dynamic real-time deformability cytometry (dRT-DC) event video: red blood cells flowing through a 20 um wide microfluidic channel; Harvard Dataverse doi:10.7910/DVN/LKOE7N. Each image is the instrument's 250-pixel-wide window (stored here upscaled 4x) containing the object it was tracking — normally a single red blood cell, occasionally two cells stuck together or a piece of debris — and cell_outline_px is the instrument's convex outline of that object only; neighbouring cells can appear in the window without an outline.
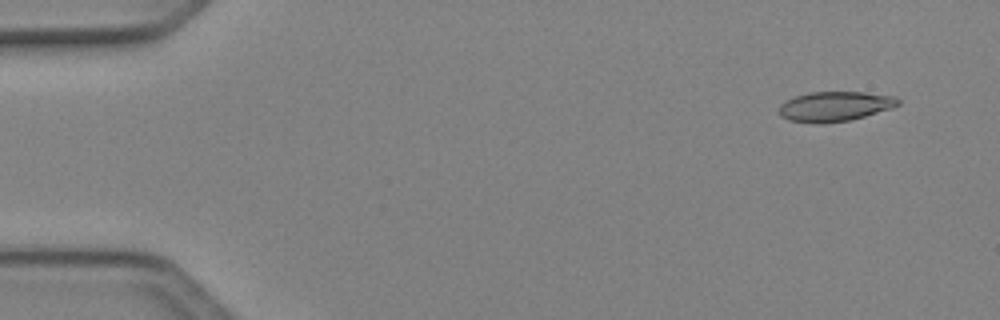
{"species": "Egyptian fruit bat (a non-hibernating species)", "species_latin": "Rousettus aegyptiacus", "temperature_condition": "cold", "stored_images_in_passage": 50, "camera_frame_rate_fps": 3000, "um_per_image_px": 0.085, "animal": {"sex": "female"}, "frame": {"image": 1, "passage_image": 4, "time_ms": 1.0, "image_size_px": [1000, 320], "cell_outline_px": [[900, 104], [892, 108], [864, 116], [848, 120], [820, 124], [816, 124], [788, 120], [780, 116], [780, 104], [796, 96], [808, 92], [864, 92], [896, 96], [900, 100]], "centroid_in_image_um": [70.97, 9.04], "position_along_channel_um": 14.0, "area_um2": 20.69}}
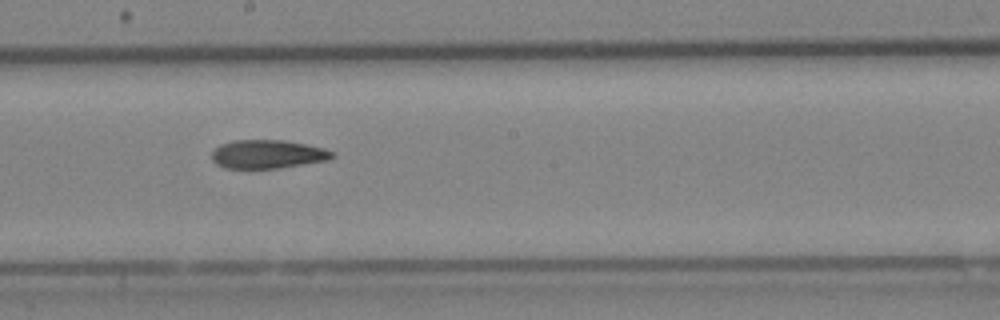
{"frame": {"image": 2, "passage_image": 28, "time_ms": 9.0, "image_size_px": [1000, 320], "cell_outline_px": [[336, 156], [328, 160], [280, 168], [224, 168], [216, 164], [212, 160], [212, 152], [220, 144], [236, 140], [284, 140], [324, 148], [332, 152]], "centroid_in_image_um": [22.74, 13.11], "position_along_channel_um": 225.5, "area_um2": 20.0}}
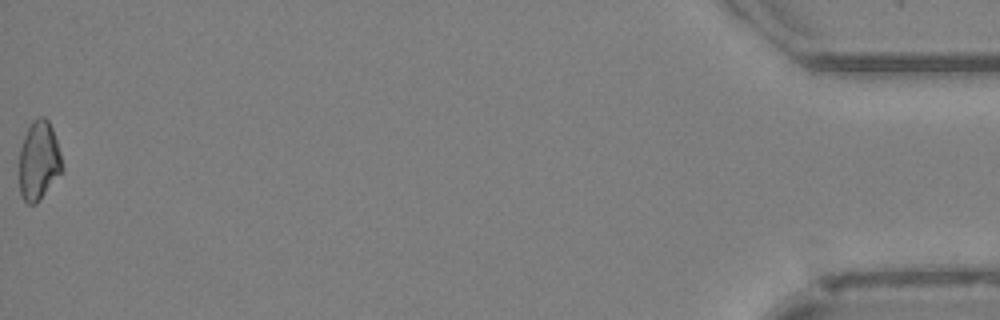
{"frame": {"image": 3, "passage_image": 50, "time_ms": 16.333, "image_size_px": [1000, 320], "cell_outline_px": [[64, 172], [40, 200], [36, 204], [28, 204], [20, 196], [20, 148], [24, 136], [32, 120], [36, 116], [44, 116], [48, 120], [52, 128], [60, 152], [64, 168]], "centroid_in_image_um": [3.32, 13.68], "position_along_channel_um": 431.9, "area_um2": 20.11}}